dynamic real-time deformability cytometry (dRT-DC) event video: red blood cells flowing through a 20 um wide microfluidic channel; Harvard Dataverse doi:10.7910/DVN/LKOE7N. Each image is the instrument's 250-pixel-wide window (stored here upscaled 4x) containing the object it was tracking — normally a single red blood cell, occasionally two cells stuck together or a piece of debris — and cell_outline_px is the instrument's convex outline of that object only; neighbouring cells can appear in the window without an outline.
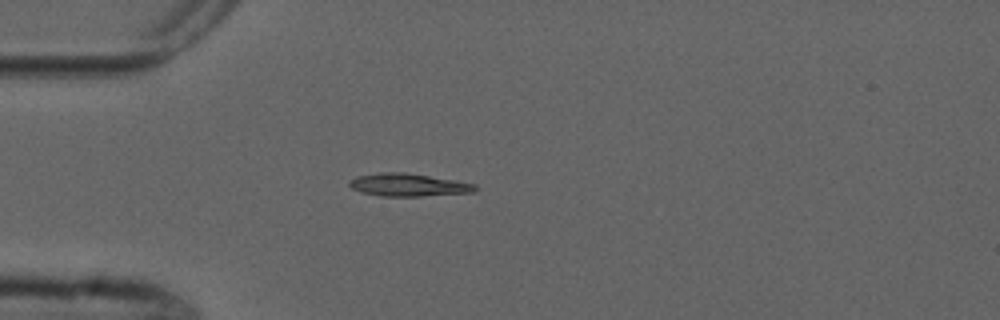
{"species": "common noctule bat (a hibernating species)", "species_latin": "Nyctalus noctula", "temperature_condition": "cold", "stored_images_in_passage": 4, "camera_frame_rate_fps": 3000, "um_per_image_px": 0.085, "animal": {"sex": "male", "forearm_length_mm": 52.5}, "frame": {"image": 1, "passage_image": 4, "time_ms": 4.0, "image_size_px": [1000, 320], "cell_outline_px": [[480, 188], [476, 192], [420, 196], [380, 196], [360, 192], [352, 188], [348, 184], [348, 180], [360, 176], [380, 172], [404, 172], [456, 180], [476, 184]], "centroid_in_image_um": [34.75, 15.72], "position_along_channel_um": 50.3, "area_um2": 16.82}}